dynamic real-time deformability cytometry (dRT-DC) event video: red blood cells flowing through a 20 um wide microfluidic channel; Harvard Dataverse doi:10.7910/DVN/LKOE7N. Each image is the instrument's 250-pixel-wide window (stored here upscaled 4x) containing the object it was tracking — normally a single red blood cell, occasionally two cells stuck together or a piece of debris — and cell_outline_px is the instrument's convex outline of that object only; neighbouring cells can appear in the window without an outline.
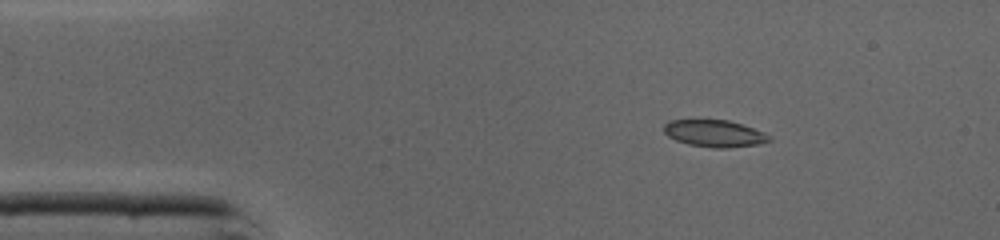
{"species": "common noctule bat (a hibernating species)", "species_latin": "Nyctalus noctula", "temperature_condition": "cold", "stored_images_in_passage": 38, "camera_frame_rate_fps": 3000, "um_per_image_px": 0.085, "animal": {"sex": "male", "body_mass_g": 19.0, "forearm_length_mm": 50.8}, "frame": {"image": 1, "passage_image": 6, "time_ms": 1.667, "image_size_px": [1000, 240], "cell_outline_px": [[772, 140], [760, 144], [728, 148], [712, 148], [688, 144], [676, 140], [668, 136], [664, 132], [664, 124], [668, 120], [728, 120], [764, 132], [772, 136]], "centroid_in_image_um": [60.74, 11.35], "position_along_channel_um": 24.3, "area_um2": 16.59}}
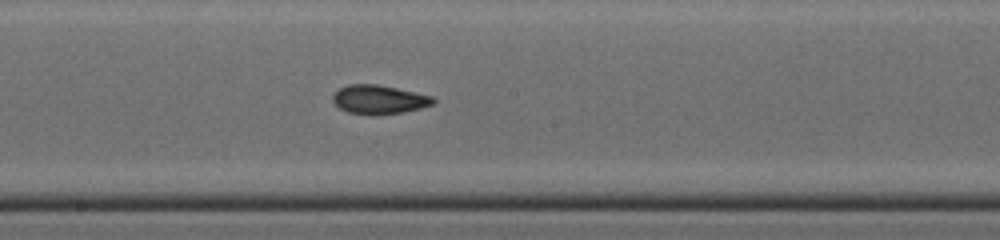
{"frame": {"image": 2, "passage_image": 23, "time_ms": 7.333, "image_size_px": [1000, 240], "cell_outline_px": [[436, 100], [432, 104], [420, 108], [400, 112], [348, 112], [340, 108], [332, 100], [332, 96], [340, 88], [348, 84], [376, 84], [396, 88], [432, 96]], "centroid_in_image_um": [32.21, 8.41], "position_along_channel_um": 216.0, "area_um2": 16.01}}
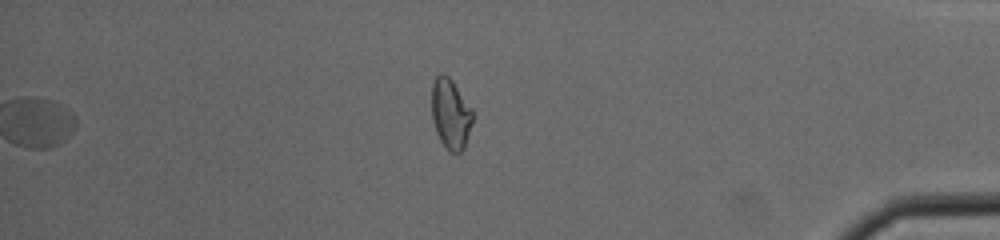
{"frame": {"image": 3, "passage_image": 38, "time_ms": 12.333, "image_size_px": [1000, 240], "cell_outline_px": [[472, 124], [464, 148], [460, 152], [448, 152], [440, 140], [436, 132], [432, 120], [432, 84], [436, 76], [440, 72], [448, 76], [452, 80], [472, 108]], "centroid_in_image_um": [38.29, 9.68], "position_along_channel_um": 396.9, "area_um2": 16.82}, "authors_computed_cell_mechanics": {"area_um2": 16.7042, "velocity_mm_per_s": 4.3932, "shape_relaxation_time_tau1_ms": 6.3997, "shape_relaxation_time_tau2_ms": 1.8845, "deformation_change_tau1": 0.1766, "deformation_change_tau2": 0.0726}}